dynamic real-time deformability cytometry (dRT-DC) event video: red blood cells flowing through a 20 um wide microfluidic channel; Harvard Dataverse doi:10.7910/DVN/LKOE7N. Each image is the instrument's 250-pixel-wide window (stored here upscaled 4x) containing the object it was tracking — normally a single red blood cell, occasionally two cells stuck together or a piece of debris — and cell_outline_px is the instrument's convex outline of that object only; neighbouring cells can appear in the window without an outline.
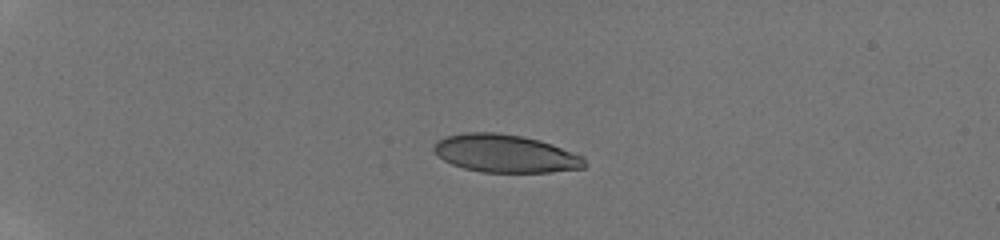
{"species": "human", "species_latin": "Homo sapiens", "temperature_condition": "room temperature", "stored_images_in_passage": 10, "camera_frame_rate_fps": 3000, "um_per_image_px": 0.085, "donor": {"sex": "male"}, "frame": {"image": 1, "passage_image": 1, "time_ms": 0.0, "image_size_px": [1000, 240], "cell_outline_px": [[588, 164], [584, 168], [552, 172], [484, 172], [464, 168], [452, 164], [444, 160], [432, 148], [436, 140], [448, 136], [464, 132], [496, 132], [524, 136], [540, 140], [552, 144], [584, 156]], "centroid_in_image_um": [43.0, 13.04], "position_along_channel_um": 42.0, "area_um2": 33.47}}
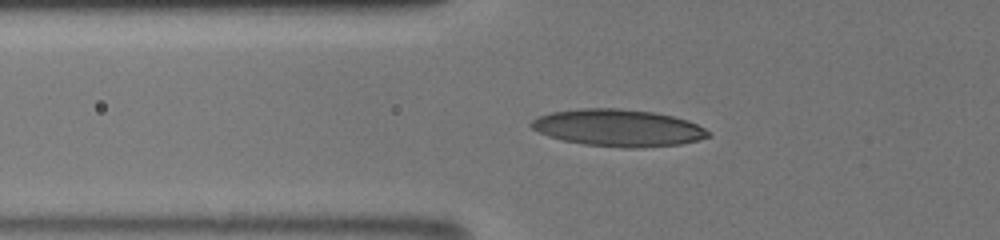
{"frame": {"image": 2, "passage_image": 7, "time_ms": 2.333, "image_size_px": [1000, 240], "cell_outline_px": [[712, 136], [680, 144], [640, 148], [624, 148], [584, 144], [564, 140], [548, 136], [532, 128], [528, 124], [536, 116], [552, 112], [580, 108], [620, 108], [652, 112], [672, 116], [688, 120], [704, 128]], "centroid_in_image_um": [52.52, 10.86], "position_along_channel_um": 73.3, "area_um2": 38.15}}
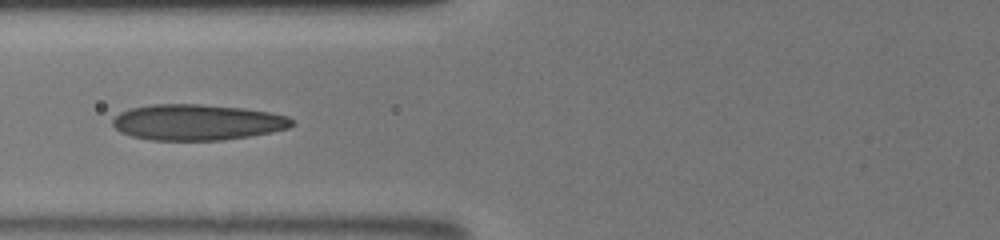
{"frame": {"image": 3, "passage_image": 9, "time_ms": 3.333, "image_size_px": [1000, 240], "cell_outline_px": [[296, 124], [288, 128], [272, 132], [224, 140], [152, 140], [132, 136], [120, 132], [112, 124], [112, 120], [120, 112], [132, 108], [152, 104], [200, 104], [244, 108], [268, 112], [288, 116]], "centroid_in_image_um": [16.77, 10.39], "position_along_channel_um": 109.0, "area_um2": 37.45}}